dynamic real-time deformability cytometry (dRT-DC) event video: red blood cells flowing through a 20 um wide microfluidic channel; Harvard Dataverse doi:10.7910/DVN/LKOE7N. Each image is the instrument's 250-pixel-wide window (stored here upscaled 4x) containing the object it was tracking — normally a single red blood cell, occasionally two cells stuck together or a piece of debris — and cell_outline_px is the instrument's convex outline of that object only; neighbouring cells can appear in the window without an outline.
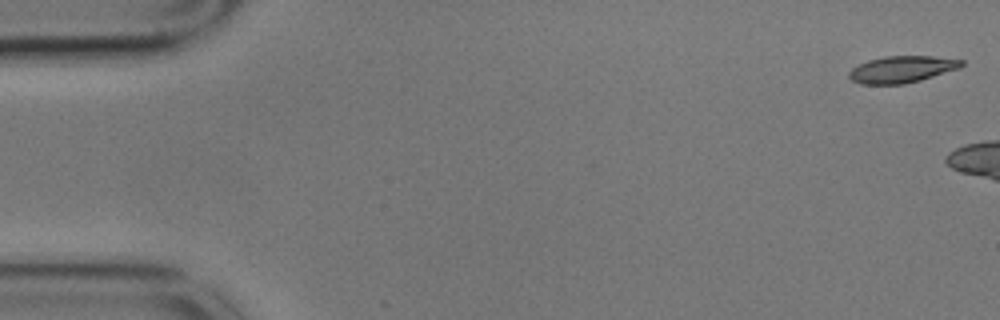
{"species": "common noctule bat (a hibernating species)", "species_latin": "Nyctalus noctula", "temperature_condition": "cold", "stored_images_in_passage": 7, "camera_frame_rate_fps": 3000, "um_per_image_px": 0.085, "animal": {"sex": "male", "body_mass_g": 17.9}, "frame": {"image": 1, "passage_image": 1, "time_ms": 0.0, "image_size_px": [1000, 320], "cell_outline_px": [[964, 64], [960, 68], [920, 80], [904, 84], [860, 84], [852, 80], [848, 76], [848, 72], [852, 68], [868, 60], [884, 56], [932, 56], [964, 60]], "centroid_in_image_um": [76.65, 5.89], "position_along_channel_um": 8.3, "area_um2": 17.51}}